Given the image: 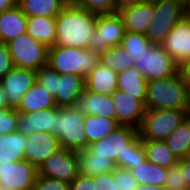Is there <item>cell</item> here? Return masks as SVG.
<instances>
[{
	"mask_svg": "<svg viewBox=\"0 0 190 190\" xmlns=\"http://www.w3.org/2000/svg\"><path fill=\"white\" fill-rule=\"evenodd\" d=\"M97 16L98 14L70 1L56 17L55 45L87 49L96 27Z\"/></svg>",
	"mask_w": 190,
	"mask_h": 190,
	"instance_id": "6da1fadb",
	"label": "cell"
},
{
	"mask_svg": "<svg viewBox=\"0 0 190 190\" xmlns=\"http://www.w3.org/2000/svg\"><path fill=\"white\" fill-rule=\"evenodd\" d=\"M188 85L179 72L168 78L147 81L145 105L147 110H187Z\"/></svg>",
	"mask_w": 190,
	"mask_h": 190,
	"instance_id": "7a4b0ae2",
	"label": "cell"
},
{
	"mask_svg": "<svg viewBox=\"0 0 190 190\" xmlns=\"http://www.w3.org/2000/svg\"><path fill=\"white\" fill-rule=\"evenodd\" d=\"M99 62V53L88 48L58 45L48 48L47 65L58 74L80 75L86 78Z\"/></svg>",
	"mask_w": 190,
	"mask_h": 190,
	"instance_id": "3957f363",
	"label": "cell"
},
{
	"mask_svg": "<svg viewBox=\"0 0 190 190\" xmlns=\"http://www.w3.org/2000/svg\"><path fill=\"white\" fill-rule=\"evenodd\" d=\"M85 117L74 106L55 107V136L61 148L78 151L88 147Z\"/></svg>",
	"mask_w": 190,
	"mask_h": 190,
	"instance_id": "277c9868",
	"label": "cell"
},
{
	"mask_svg": "<svg viewBox=\"0 0 190 190\" xmlns=\"http://www.w3.org/2000/svg\"><path fill=\"white\" fill-rule=\"evenodd\" d=\"M186 118V111L147 110L142 118L138 134L142 141H164Z\"/></svg>",
	"mask_w": 190,
	"mask_h": 190,
	"instance_id": "5b68a950",
	"label": "cell"
},
{
	"mask_svg": "<svg viewBox=\"0 0 190 190\" xmlns=\"http://www.w3.org/2000/svg\"><path fill=\"white\" fill-rule=\"evenodd\" d=\"M139 139L138 129L131 126H120L106 138L89 144L87 149L96 156L114 161L118 167L124 161L127 149H131Z\"/></svg>",
	"mask_w": 190,
	"mask_h": 190,
	"instance_id": "8992f818",
	"label": "cell"
},
{
	"mask_svg": "<svg viewBox=\"0 0 190 190\" xmlns=\"http://www.w3.org/2000/svg\"><path fill=\"white\" fill-rule=\"evenodd\" d=\"M14 67L37 71L47 65L48 48L27 32L6 43Z\"/></svg>",
	"mask_w": 190,
	"mask_h": 190,
	"instance_id": "52a82bcc",
	"label": "cell"
},
{
	"mask_svg": "<svg viewBox=\"0 0 190 190\" xmlns=\"http://www.w3.org/2000/svg\"><path fill=\"white\" fill-rule=\"evenodd\" d=\"M133 62L147 81L172 77L179 70L177 62L158 44H151Z\"/></svg>",
	"mask_w": 190,
	"mask_h": 190,
	"instance_id": "ba28073f",
	"label": "cell"
},
{
	"mask_svg": "<svg viewBox=\"0 0 190 190\" xmlns=\"http://www.w3.org/2000/svg\"><path fill=\"white\" fill-rule=\"evenodd\" d=\"M154 12L153 20L145 35L151 44L160 45L176 23L185 16L182 0L154 2Z\"/></svg>",
	"mask_w": 190,
	"mask_h": 190,
	"instance_id": "9c48e42d",
	"label": "cell"
},
{
	"mask_svg": "<svg viewBox=\"0 0 190 190\" xmlns=\"http://www.w3.org/2000/svg\"><path fill=\"white\" fill-rule=\"evenodd\" d=\"M124 33V25L118 13L98 14L88 49L100 54L110 47L120 45Z\"/></svg>",
	"mask_w": 190,
	"mask_h": 190,
	"instance_id": "30bf717a",
	"label": "cell"
},
{
	"mask_svg": "<svg viewBox=\"0 0 190 190\" xmlns=\"http://www.w3.org/2000/svg\"><path fill=\"white\" fill-rule=\"evenodd\" d=\"M79 174L78 155L75 150L61 148L38 168V175L62 180L69 184Z\"/></svg>",
	"mask_w": 190,
	"mask_h": 190,
	"instance_id": "8fae6325",
	"label": "cell"
},
{
	"mask_svg": "<svg viewBox=\"0 0 190 190\" xmlns=\"http://www.w3.org/2000/svg\"><path fill=\"white\" fill-rule=\"evenodd\" d=\"M38 168L26 160L0 162V190H31Z\"/></svg>",
	"mask_w": 190,
	"mask_h": 190,
	"instance_id": "7c38bea8",
	"label": "cell"
},
{
	"mask_svg": "<svg viewBox=\"0 0 190 190\" xmlns=\"http://www.w3.org/2000/svg\"><path fill=\"white\" fill-rule=\"evenodd\" d=\"M111 97L116 106L117 122L121 126H131L138 129L147 111L146 98H136L118 89Z\"/></svg>",
	"mask_w": 190,
	"mask_h": 190,
	"instance_id": "4fadbf2b",
	"label": "cell"
},
{
	"mask_svg": "<svg viewBox=\"0 0 190 190\" xmlns=\"http://www.w3.org/2000/svg\"><path fill=\"white\" fill-rule=\"evenodd\" d=\"M8 106L17 109L23 95L37 82L36 71L13 67L1 80Z\"/></svg>",
	"mask_w": 190,
	"mask_h": 190,
	"instance_id": "5bb4252c",
	"label": "cell"
},
{
	"mask_svg": "<svg viewBox=\"0 0 190 190\" xmlns=\"http://www.w3.org/2000/svg\"><path fill=\"white\" fill-rule=\"evenodd\" d=\"M160 45L178 65L190 58V18L179 20Z\"/></svg>",
	"mask_w": 190,
	"mask_h": 190,
	"instance_id": "9a60e30c",
	"label": "cell"
},
{
	"mask_svg": "<svg viewBox=\"0 0 190 190\" xmlns=\"http://www.w3.org/2000/svg\"><path fill=\"white\" fill-rule=\"evenodd\" d=\"M28 144L25 148V160L39 168L46 159L61 149L57 136L51 133L36 132L27 136Z\"/></svg>",
	"mask_w": 190,
	"mask_h": 190,
	"instance_id": "2e32d148",
	"label": "cell"
},
{
	"mask_svg": "<svg viewBox=\"0 0 190 190\" xmlns=\"http://www.w3.org/2000/svg\"><path fill=\"white\" fill-rule=\"evenodd\" d=\"M74 107L84 116H103L116 119V106L111 96L84 90L76 99Z\"/></svg>",
	"mask_w": 190,
	"mask_h": 190,
	"instance_id": "e0dca14e",
	"label": "cell"
},
{
	"mask_svg": "<svg viewBox=\"0 0 190 190\" xmlns=\"http://www.w3.org/2000/svg\"><path fill=\"white\" fill-rule=\"evenodd\" d=\"M117 13L122 19L125 31L146 34L154 17V3L142 2Z\"/></svg>",
	"mask_w": 190,
	"mask_h": 190,
	"instance_id": "ac0fdd59",
	"label": "cell"
},
{
	"mask_svg": "<svg viewBox=\"0 0 190 190\" xmlns=\"http://www.w3.org/2000/svg\"><path fill=\"white\" fill-rule=\"evenodd\" d=\"M17 131L26 136L36 132L55 135V107L31 113H19Z\"/></svg>",
	"mask_w": 190,
	"mask_h": 190,
	"instance_id": "d6986e66",
	"label": "cell"
},
{
	"mask_svg": "<svg viewBox=\"0 0 190 190\" xmlns=\"http://www.w3.org/2000/svg\"><path fill=\"white\" fill-rule=\"evenodd\" d=\"M85 90V78L80 75L59 74L55 85L57 107L74 106L76 99Z\"/></svg>",
	"mask_w": 190,
	"mask_h": 190,
	"instance_id": "ffe728a7",
	"label": "cell"
},
{
	"mask_svg": "<svg viewBox=\"0 0 190 190\" xmlns=\"http://www.w3.org/2000/svg\"><path fill=\"white\" fill-rule=\"evenodd\" d=\"M85 89L112 96L118 89V74L100 63L85 78Z\"/></svg>",
	"mask_w": 190,
	"mask_h": 190,
	"instance_id": "44dd1931",
	"label": "cell"
},
{
	"mask_svg": "<svg viewBox=\"0 0 190 190\" xmlns=\"http://www.w3.org/2000/svg\"><path fill=\"white\" fill-rule=\"evenodd\" d=\"M27 29V17L18 5L0 13V41L7 43L24 34Z\"/></svg>",
	"mask_w": 190,
	"mask_h": 190,
	"instance_id": "7402d4cb",
	"label": "cell"
},
{
	"mask_svg": "<svg viewBox=\"0 0 190 190\" xmlns=\"http://www.w3.org/2000/svg\"><path fill=\"white\" fill-rule=\"evenodd\" d=\"M53 107H56L55 97L36 82L23 95L17 112L26 114Z\"/></svg>",
	"mask_w": 190,
	"mask_h": 190,
	"instance_id": "603a6c76",
	"label": "cell"
},
{
	"mask_svg": "<svg viewBox=\"0 0 190 190\" xmlns=\"http://www.w3.org/2000/svg\"><path fill=\"white\" fill-rule=\"evenodd\" d=\"M27 144V136L18 131L0 135V162L25 160L24 152Z\"/></svg>",
	"mask_w": 190,
	"mask_h": 190,
	"instance_id": "cb8c5ba5",
	"label": "cell"
},
{
	"mask_svg": "<svg viewBox=\"0 0 190 190\" xmlns=\"http://www.w3.org/2000/svg\"><path fill=\"white\" fill-rule=\"evenodd\" d=\"M28 35L47 48L55 45L56 42V18L34 16L27 18Z\"/></svg>",
	"mask_w": 190,
	"mask_h": 190,
	"instance_id": "d4e9b609",
	"label": "cell"
},
{
	"mask_svg": "<svg viewBox=\"0 0 190 190\" xmlns=\"http://www.w3.org/2000/svg\"><path fill=\"white\" fill-rule=\"evenodd\" d=\"M76 152L78 155V168L80 174L96 176L110 173L116 168L114 161L106 157L96 156L87 148Z\"/></svg>",
	"mask_w": 190,
	"mask_h": 190,
	"instance_id": "484cf974",
	"label": "cell"
},
{
	"mask_svg": "<svg viewBox=\"0 0 190 190\" xmlns=\"http://www.w3.org/2000/svg\"><path fill=\"white\" fill-rule=\"evenodd\" d=\"M70 0H22L19 8L29 18L34 16L56 18Z\"/></svg>",
	"mask_w": 190,
	"mask_h": 190,
	"instance_id": "4316f807",
	"label": "cell"
},
{
	"mask_svg": "<svg viewBox=\"0 0 190 190\" xmlns=\"http://www.w3.org/2000/svg\"><path fill=\"white\" fill-rule=\"evenodd\" d=\"M121 125L116 119L103 116L88 115L85 117V136L87 144H91L102 138H106L110 133L115 131Z\"/></svg>",
	"mask_w": 190,
	"mask_h": 190,
	"instance_id": "83f0119b",
	"label": "cell"
},
{
	"mask_svg": "<svg viewBox=\"0 0 190 190\" xmlns=\"http://www.w3.org/2000/svg\"><path fill=\"white\" fill-rule=\"evenodd\" d=\"M118 90L136 98H146L147 79L132 66L118 73Z\"/></svg>",
	"mask_w": 190,
	"mask_h": 190,
	"instance_id": "f1b7e54d",
	"label": "cell"
},
{
	"mask_svg": "<svg viewBox=\"0 0 190 190\" xmlns=\"http://www.w3.org/2000/svg\"><path fill=\"white\" fill-rule=\"evenodd\" d=\"M164 142L179 160L184 159L190 149V119L186 117Z\"/></svg>",
	"mask_w": 190,
	"mask_h": 190,
	"instance_id": "f546056e",
	"label": "cell"
},
{
	"mask_svg": "<svg viewBox=\"0 0 190 190\" xmlns=\"http://www.w3.org/2000/svg\"><path fill=\"white\" fill-rule=\"evenodd\" d=\"M146 159L152 164L170 168L178 164L179 159L167 148L164 141H142Z\"/></svg>",
	"mask_w": 190,
	"mask_h": 190,
	"instance_id": "4dcf8cb0",
	"label": "cell"
},
{
	"mask_svg": "<svg viewBox=\"0 0 190 190\" xmlns=\"http://www.w3.org/2000/svg\"><path fill=\"white\" fill-rule=\"evenodd\" d=\"M167 170L168 168L146 161L143 164H138L136 169H131L130 171L139 184L164 187Z\"/></svg>",
	"mask_w": 190,
	"mask_h": 190,
	"instance_id": "1f68e13d",
	"label": "cell"
},
{
	"mask_svg": "<svg viewBox=\"0 0 190 190\" xmlns=\"http://www.w3.org/2000/svg\"><path fill=\"white\" fill-rule=\"evenodd\" d=\"M100 63L104 64L117 74L134 66L130 54L120 45L110 47L99 54Z\"/></svg>",
	"mask_w": 190,
	"mask_h": 190,
	"instance_id": "d6a6232c",
	"label": "cell"
},
{
	"mask_svg": "<svg viewBox=\"0 0 190 190\" xmlns=\"http://www.w3.org/2000/svg\"><path fill=\"white\" fill-rule=\"evenodd\" d=\"M150 45L151 43L145 34L127 31H125L123 39L120 43V46H122L130 54L133 61Z\"/></svg>",
	"mask_w": 190,
	"mask_h": 190,
	"instance_id": "836d02e7",
	"label": "cell"
},
{
	"mask_svg": "<svg viewBox=\"0 0 190 190\" xmlns=\"http://www.w3.org/2000/svg\"><path fill=\"white\" fill-rule=\"evenodd\" d=\"M147 161L145 149L142 140L139 139L131 149H127L124 154V161L118 166L124 169H136L138 164H143Z\"/></svg>",
	"mask_w": 190,
	"mask_h": 190,
	"instance_id": "e575fe53",
	"label": "cell"
},
{
	"mask_svg": "<svg viewBox=\"0 0 190 190\" xmlns=\"http://www.w3.org/2000/svg\"><path fill=\"white\" fill-rule=\"evenodd\" d=\"M74 5L96 14L115 13V0H70Z\"/></svg>",
	"mask_w": 190,
	"mask_h": 190,
	"instance_id": "d590c367",
	"label": "cell"
},
{
	"mask_svg": "<svg viewBox=\"0 0 190 190\" xmlns=\"http://www.w3.org/2000/svg\"><path fill=\"white\" fill-rule=\"evenodd\" d=\"M36 77L37 82L44 87L48 93L55 96L56 79H59V74L46 65L36 71Z\"/></svg>",
	"mask_w": 190,
	"mask_h": 190,
	"instance_id": "8d00e7d4",
	"label": "cell"
},
{
	"mask_svg": "<svg viewBox=\"0 0 190 190\" xmlns=\"http://www.w3.org/2000/svg\"><path fill=\"white\" fill-rule=\"evenodd\" d=\"M164 187L167 190H187L190 188L184 180L178 164L168 168Z\"/></svg>",
	"mask_w": 190,
	"mask_h": 190,
	"instance_id": "74e56055",
	"label": "cell"
},
{
	"mask_svg": "<svg viewBox=\"0 0 190 190\" xmlns=\"http://www.w3.org/2000/svg\"><path fill=\"white\" fill-rule=\"evenodd\" d=\"M113 178L118 184L119 190H136L139 186L132 172L128 169L116 167L113 171Z\"/></svg>",
	"mask_w": 190,
	"mask_h": 190,
	"instance_id": "f35d334b",
	"label": "cell"
},
{
	"mask_svg": "<svg viewBox=\"0 0 190 190\" xmlns=\"http://www.w3.org/2000/svg\"><path fill=\"white\" fill-rule=\"evenodd\" d=\"M19 113L17 109L6 108L0 114V135L17 131Z\"/></svg>",
	"mask_w": 190,
	"mask_h": 190,
	"instance_id": "ab89813d",
	"label": "cell"
},
{
	"mask_svg": "<svg viewBox=\"0 0 190 190\" xmlns=\"http://www.w3.org/2000/svg\"><path fill=\"white\" fill-rule=\"evenodd\" d=\"M31 190H70V184L62 180L37 175Z\"/></svg>",
	"mask_w": 190,
	"mask_h": 190,
	"instance_id": "60d3db41",
	"label": "cell"
},
{
	"mask_svg": "<svg viewBox=\"0 0 190 190\" xmlns=\"http://www.w3.org/2000/svg\"><path fill=\"white\" fill-rule=\"evenodd\" d=\"M94 181L96 190H119L113 178V171L94 176Z\"/></svg>",
	"mask_w": 190,
	"mask_h": 190,
	"instance_id": "b9f144b4",
	"label": "cell"
},
{
	"mask_svg": "<svg viewBox=\"0 0 190 190\" xmlns=\"http://www.w3.org/2000/svg\"><path fill=\"white\" fill-rule=\"evenodd\" d=\"M70 190H96L94 176L79 173L70 183Z\"/></svg>",
	"mask_w": 190,
	"mask_h": 190,
	"instance_id": "7bdbcfd3",
	"label": "cell"
},
{
	"mask_svg": "<svg viewBox=\"0 0 190 190\" xmlns=\"http://www.w3.org/2000/svg\"><path fill=\"white\" fill-rule=\"evenodd\" d=\"M14 67L8 47L0 43V80Z\"/></svg>",
	"mask_w": 190,
	"mask_h": 190,
	"instance_id": "ee69618b",
	"label": "cell"
},
{
	"mask_svg": "<svg viewBox=\"0 0 190 190\" xmlns=\"http://www.w3.org/2000/svg\"><path fill=\"white\" fill-rule=\"evenodd\" d=\"M178 72L182 80L189 86L190 85V58L182 61L179 64Z\"/></svg>",
	"mask_w": 190,
	"mask_h": 190,
	"instance_id": "f6af8a7d",
	"label": "cell"
},
{
	"mask_svg": "<svg viewBox=\"0 0 190 190\" xmlns=\"http://www.w3.org/2000/svg\"><path fill=\"white\" fill-rule=\"evenodd\" d=\"M144 2V0H115V12L124 8L132 7Z\"/></svg>",
	"mask_w": 190,
	"mask_h": 190,
	"instance_id": "bcb514c9",
	"label": "cell"
},
{
	"mask_svg": "<svg viewBox=\"0 0 190 190\" xmlns=\"http://www.w3.org/2000/svg\"><path fill=\"white\" fill-rule=\"evenodd\" d=\"M178 165L180 166L184 180H186L188 186L190 187V162L184 158L178 161Z\"/></svg>",
	"mask_w": 190,
	"mask_h": 190,
	"instance_id": "7dc6e473",
	"label": "cell"
},
{
	"mask_svg": "<svg viewBox=\"0 0 190 190\" xmlns=\"http://www.w3.org/2000/svg\"><path fill=\"white\" fill-rule=\"evenodd\" d=\"M16 3L13 0H0V13L5 10L11 9Z\"/></svg>",
	"mask_w": 190,
	"mask_h": 190,
	"instance_id": "c3c4849f",
	"label": "cell"
},
{
	"mask_svg": "<svg viewBox=\"0 0 190 190\" xmlns=\"http://www.w3.org/2000/svg\"><path fill=\"white\" fill-rule=\"evenodd\" d=\"M0 107L11 108L8 106V101L6 99V93L3 89L2 83L0 82Z\"/></svg>",
	"mask_w": 190,
	"mask_h": 190,
	"instance_id": "681fc988",
	"label": "cell"
},
{
	"mask_svg": "<svg viewBox=\"0 0 190 190\" xmlns=\"http://www.w3.org/2000/svg\"><path fill=\"white\" fill-rule=\"evenodd\" d=\"M136 190H167V189L163 186H150V185L139 184Z\"/></svg>",
	"mask_w": 190,
	"mask_h": 190,
	"instance_id": "f907efd6",
	"label": "cell"
},
{
	"mask_svg": "<svg viewBox=\"0 0 190 190\" xmlns=\"http://www.w3.org/2000/svg\"><path fill=\"white\" fill-rule=\"evenodd\" d=\"M185 17L190 18V0H182Z\"/></svg>",
	"mask_w": 190,
	"mask_h": 190,
	"instance_id": "816d5d0a",
	"label": "cell"
},
{
	"mask_svg": "<svg viewBox=\"0 0 190 190\" xmlns=\"http://www.w3.org/2000/svg\"><path fill=\"white\" fill-rule=\"evenodd\" d=\"M186 117L190 119V93H188Z\"/></svg>",
	"mask_w": 190,
	"mask_h": 190,
	"instance_id": "f5cc1de1",
	"label": "cell"
},
{
	"mask_svg": "<svg viewBox=\"0 0 190 190\" xmlns=\"http://www.w3.org/2000/svg\"><path fill=\"white\" fill-rule=\"evenodd\" d=\"M185 159L190 162V149L188 150Z\"/></svg>",
	"mask_w": 190,
	"mask_h": 190,
	"instance_id": "db71d44e",
	"label": "cell"
},
{
	"mask_svg": "<svg viewBox=\"0 0 190 190\" xmlns=\"http://www.w3.org/2000/svg\"><path fill=\"white\" fill-rule=\"evenodd\" d=\"M157 1H161V0H144V2H150V3H154V2H157Z\"/></svg>",
	"mask_w": 190,
	"mask_h": 190,
	"instance_id": "11a10c76",
	"label": "cell"
},
{
	"mask_svg": "<svg viewBox=\"0 0 190 190\" xmlns=\"http://www.w3.org/2000/svg\"><path fill=\"white\" fill-rule=\"evenodd\" d=\"M15 3H16V5L17 4H19L22 0H13Z\"/></svg>",
	"mask_w": 190,
	"mask_h": 190,
	"instance_id": "9f6ffc18",
	"label": "cell"
},
{
	"mask_svg": "<svg viewBox=\"0 0 190 190\" xmlns=\"http://www.w3.org/2000/svg\"><path fill=\"white\" fill-rule=\"evenodd\" d=\"M6 108L0 107V114L5 110Z\"/></svg>",
	"mask_w": 190,
	"mask_h": 190,
	"instance_id": "6f0895ef",
	"label": "cell"
}]
</instances>
